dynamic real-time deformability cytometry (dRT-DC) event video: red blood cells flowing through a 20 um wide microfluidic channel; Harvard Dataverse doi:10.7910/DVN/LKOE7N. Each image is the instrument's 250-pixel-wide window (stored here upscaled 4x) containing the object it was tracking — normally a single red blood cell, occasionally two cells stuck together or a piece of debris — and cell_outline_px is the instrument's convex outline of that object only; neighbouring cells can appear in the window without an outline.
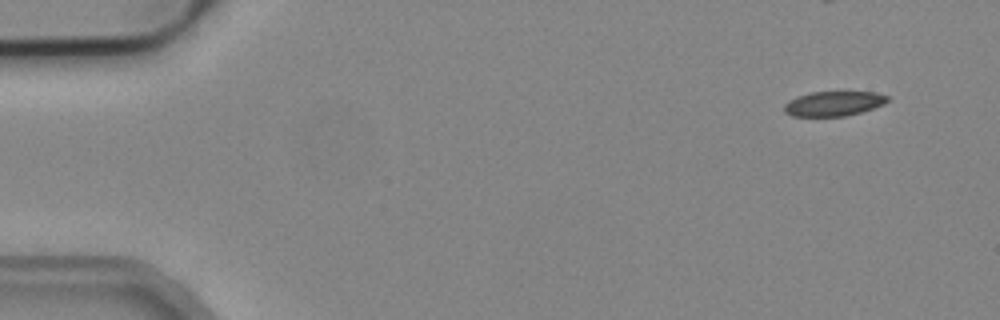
{"species": "common noctule bat (a hibernating species)", "species_latin": "Nyctalus noctula", "temperature_condition": "cold", "stored_images_in_passage": 5, "segment_of_instrument_passage": [2, 2], "camera_frame_rate_fps": 3000, "um_per_image_px": 0.085, "animal": {"sex": "male", "body_mass_g": 19.2, "forearm_length_mm": 51.8}, "frame": {"image": 1, "passage_image": 5, "time_ms": 1.333, "image_size_px": [1000, 320], "cell_outline_px": [[888, 100], [884, 104], [860, 112], [844, 116], [792, 116], [784, 112], [784, 104], [788, 100], [796, 96], [812, 92], [876, 92], [888, 96]], "centroid_in_image_um": [70.82, 8.8], "position_along_channel_um": 14.2, "area_um2": 14.85}}